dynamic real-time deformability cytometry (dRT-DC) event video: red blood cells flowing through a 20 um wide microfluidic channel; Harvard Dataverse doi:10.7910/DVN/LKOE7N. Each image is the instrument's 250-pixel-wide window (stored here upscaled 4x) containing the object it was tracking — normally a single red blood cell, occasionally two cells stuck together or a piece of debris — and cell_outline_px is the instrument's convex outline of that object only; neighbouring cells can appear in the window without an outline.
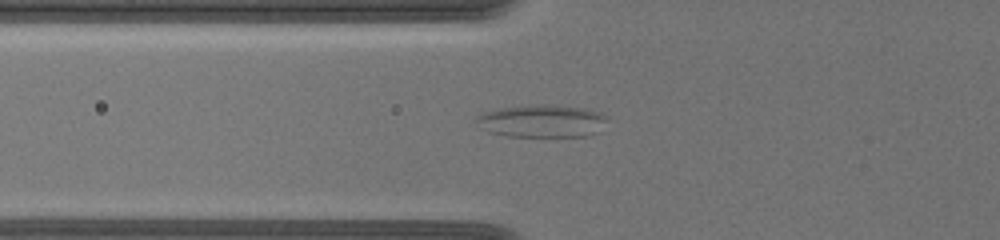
{"species": "common noctule bat (a hibernating species)", "species_latin": "Nyctalus noctula", "temperature_condition": "warm", "stored_images_in_passage": 54, "camera_frame_rate_fps": 3000, "um_per_image_px": 0.085, "animal": {"sex": "female", "body_mass_g": 19.5, "forearm_length_mm": 54.1}, "frame": {"image": 1, "passage_image": 12, "time_ms": 4.0, "image_size_px": [1000, 240], "cell_outline_px": [[608, 120], [600, 132], [588, 136], [508, 136], [488, 132], [480, 128], [476, 120], [476, 116], [484, 112], [500, 108], [536, 104], [548, 104], [584, 108], [600, 112]], "centroid_in_image_um": [46.08, 10.29], "position_along_channel_um": 79.7, "area_um2": 25.09}}
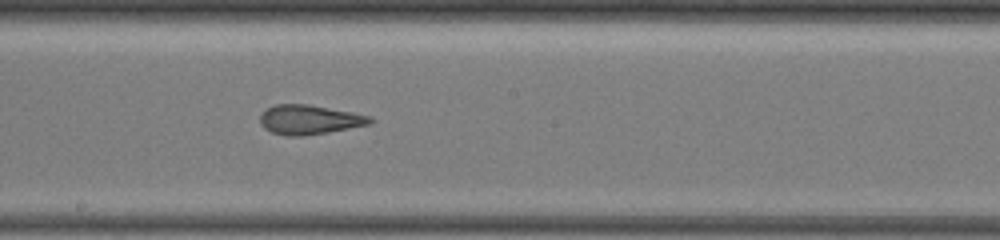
{"frame": {"image": 2, "passage_image": 24, "time_ms": 8.0, "image_size_px": [1000, 240], "cell_outline_px": [[376, 120], [372, 124], [328, 132], [304, 136], [284, 136], [272, 132], [264, 128], [260, 124], [260, 116], [268, 108], [276, 104], [308, 104], [352, 112], [372, 116]], "centroid_in_image_um": [26.34, 10.18], "position_along_channel_um": 221.9, "area_um2": 19.02}}
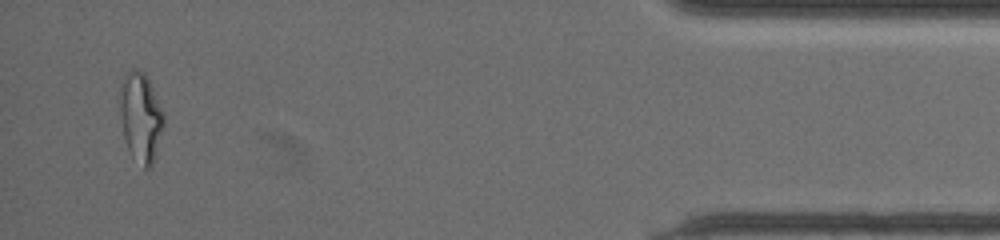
{"frame": {"image": 3, "passage_image": 53, "time_ms": 15.333, "image_size_px": [1000, 240], "cell_outline_px": [[164, 128], [152, 168], [144, 168], [132, 156], [128, 148], [124, 136], [120, 108], [120, 104], [124, 76], [132, 68], [136, 68], [144, 72], [164, 112]], "centroid_in_image_um": [12.0, 10.0], "position_along_channel_um": 423.2, "area_um2": 22.54}}